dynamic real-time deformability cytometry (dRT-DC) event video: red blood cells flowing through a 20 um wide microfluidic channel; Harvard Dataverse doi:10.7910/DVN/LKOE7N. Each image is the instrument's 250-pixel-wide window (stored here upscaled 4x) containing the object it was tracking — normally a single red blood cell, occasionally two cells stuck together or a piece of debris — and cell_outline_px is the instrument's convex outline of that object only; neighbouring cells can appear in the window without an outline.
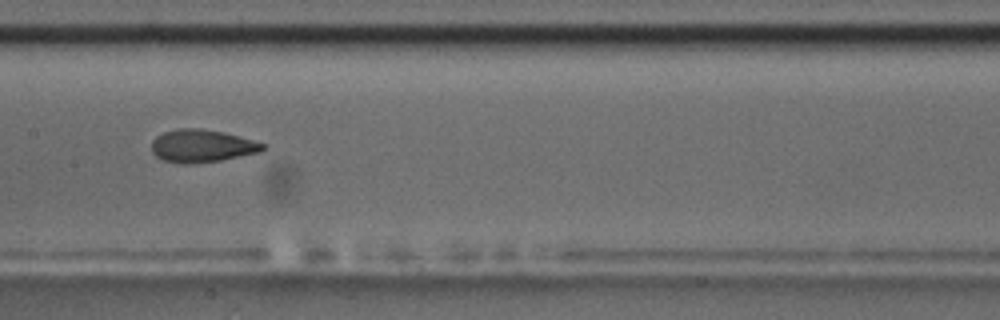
{"species": "common noctule bat (a hibernating species)", "species_latin": "Nyctalus noctula", "temperature_condition": "room temperature", "stored_images_in_passage": 10, "camera_frame_rate_fps": 3000, "um_per_image_px": 0.085, "animal": {"sex": "male", "body_mass_g": 17.5, "forearm_length_mm": 52.3}, "frame": {"image": 1, "passage_image": 9, "time_ms": 9.0, "image_size_px": [1000, 320], "cell_outline_px": [[264, 148], [260, 152], [220, 160], [192, 164], [184, 164], [164, 160], [156, 156], [152, 152], [152, 140], [156, 136], [164, 132], [176, 128], [200, 128], [224, 132], [252, 140], [264, 144]], "centroid_in_image_um": [17.12, 12.4], "position_along_channel_um": 190.3, "area_um2": 21.1}}